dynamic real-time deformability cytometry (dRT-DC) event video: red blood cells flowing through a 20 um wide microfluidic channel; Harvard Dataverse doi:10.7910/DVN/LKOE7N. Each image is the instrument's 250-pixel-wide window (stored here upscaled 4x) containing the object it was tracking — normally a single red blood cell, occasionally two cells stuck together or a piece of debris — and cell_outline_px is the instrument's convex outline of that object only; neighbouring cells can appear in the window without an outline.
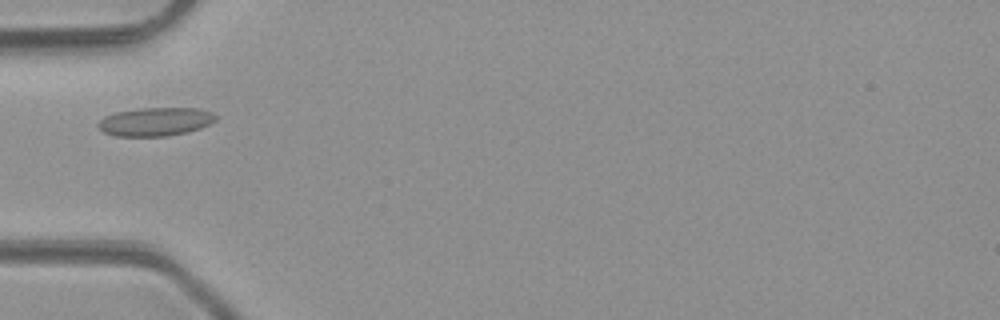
{"species": "common noctule bat (a hibernating species)", "species_latin": "Nyctalus noctula", "temperature_condition": "room temperature", "stored_images_in_passage": 4, "camera_frame_rate_fps": 3000, "um_per_image_px": 0.085, "animal": {"sex": "male", "body_mass_g": 23.1, "forearm_length_mm": 52.7}, "frame": {"image": 1, "passage_image": 3, "time_ms": 2.333, "image_size_px": [1000, 320], "cell_outline_px": [[216, 120], [200, 128], [188, 132], [168, 136], [116, 136], [104, 132], [96, 124], [104, 116], [116, 112], [136, 108], [200, 108], [212, 112], [216, 116]], "centroid_in_image_um": [13.21, 10.34], "position_along_channel_um": 71.8, "area_um2": 19.59}}
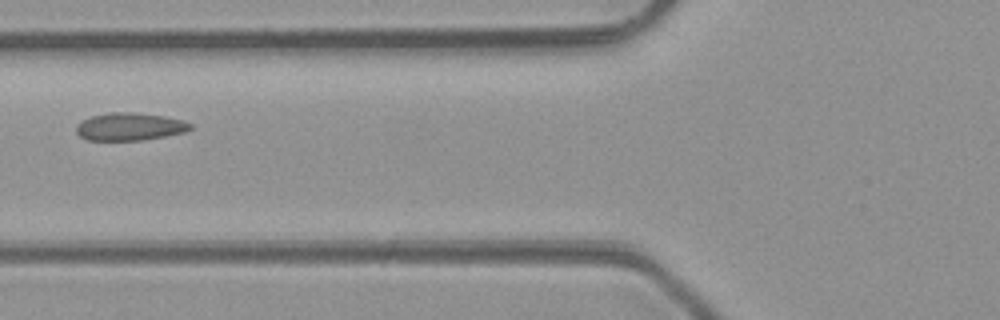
{"frame": {"image": 2, "passage_image": 4, "time_ms": 3.333, "image_size_px": [1000, 320], "cell_outline_px": [[192, 128], [184, 132], [144, 140], [88, 140], [80, 136], [76, 132], [76, 124], [92, 116], [108, 112], [132, 112], [164, 116], [184, 120], [192, 124]], "centroid_in_image_um": [11.03, 10.76], "position_along_channel_um": 114.8, "area_um2": 18.38}}